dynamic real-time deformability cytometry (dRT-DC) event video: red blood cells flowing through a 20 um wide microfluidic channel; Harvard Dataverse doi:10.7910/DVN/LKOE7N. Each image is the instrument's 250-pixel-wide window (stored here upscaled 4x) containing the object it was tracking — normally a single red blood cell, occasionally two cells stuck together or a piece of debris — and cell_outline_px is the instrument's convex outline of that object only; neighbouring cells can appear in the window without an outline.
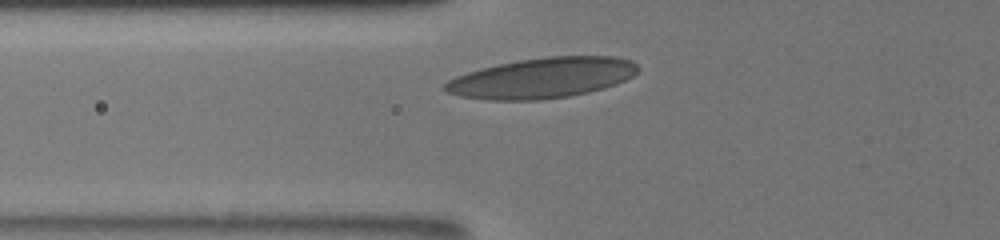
{"species": "human", "species_latin": "Homo sapiens", "temperature_condition": "room temperature", "stored_images_in_passage": 21, "camera_frame_rate_fps": 3000, "um_per_image_px": 0.085, "donor": {"sex": "male"}, "frame": {"image": 1, "passage_image": 3, "time_ms": 1.0, "image_size_px": [1000, 240], "cell_outline_px": [[640, 68], [632, 76], [616, 84], [604, 88], [588, 92], [568, 96], [540, 100], [488, 100], [460, 96], [448, 92], [440, 88], [448, 80], [456, 76], [468, 72], [500, 64], [520, 60], [548, 56], [616, 56], [632, 60]], "centroid_in_image_um": [46.09, 6.63], "position_along_channel_um": 79.7, "area_um2": 45.32}}
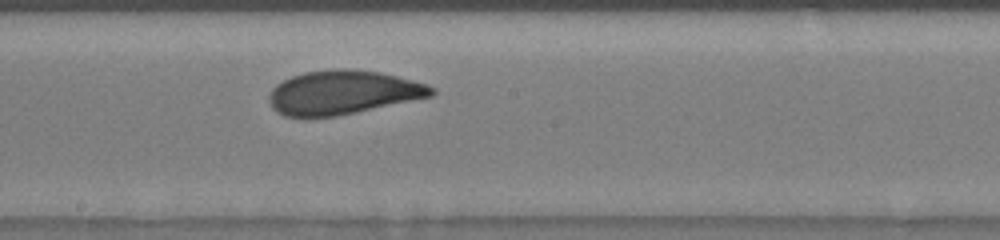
{"frame": {"image": 2, "passage_image": 11, "time_ms": 4.667, "image_size_px": [1000, 240], "cell_outline_px": [[436, 92], [432, 96], [356, 112], [336, 116], [284, 116], [276, 112], [272, 108], [268, 100], [268, 96], [272, 88], [276, 84], [292, 76], [304, 72], [340, 68], [344, 68], [380, 72], [412, 80], [436, 88]], "centroid_in_image_um": [29.12, 7.85], "position_along_channel_um": 219.1, "area_um2": 41.33}}
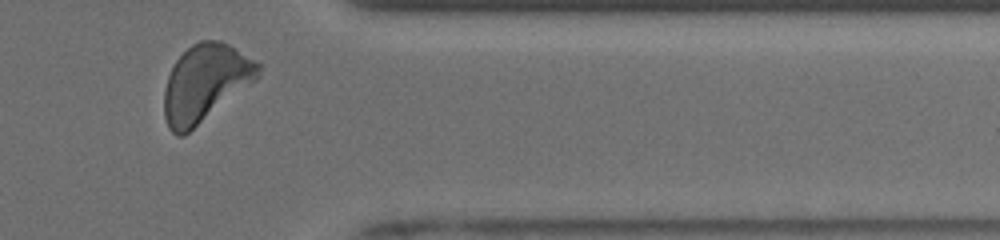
{"frame": {"image": 3, "passage_image": 20, "time_ms": 9.333, "image_size_px": [1000, 240], "cell_outline_px": [[260, 76], [256, 80], [184, 136], [176, 136], [168, 128], [164, 116], [164, 92], [168, 76], [176, 60], [192, 44], [200, 40], [220, 40], [228, 44], [260, 64]], "centroid_in_image_um": [17.43, 7.07], "position_along_channel_um": 394.0, "area_um2": 41.96}, "authors_computed_cell_mechanics": {"area_um2": 41.327, "velocity_mm_per_s": 3.8591, "shape_relaxation_time_tau1_ms": 3.603, "shape_relaxation_time_tau2_ms": 1.0867, "deformation_change_tau1": 0.124, "deformation_change_tau2": 0.0734}}